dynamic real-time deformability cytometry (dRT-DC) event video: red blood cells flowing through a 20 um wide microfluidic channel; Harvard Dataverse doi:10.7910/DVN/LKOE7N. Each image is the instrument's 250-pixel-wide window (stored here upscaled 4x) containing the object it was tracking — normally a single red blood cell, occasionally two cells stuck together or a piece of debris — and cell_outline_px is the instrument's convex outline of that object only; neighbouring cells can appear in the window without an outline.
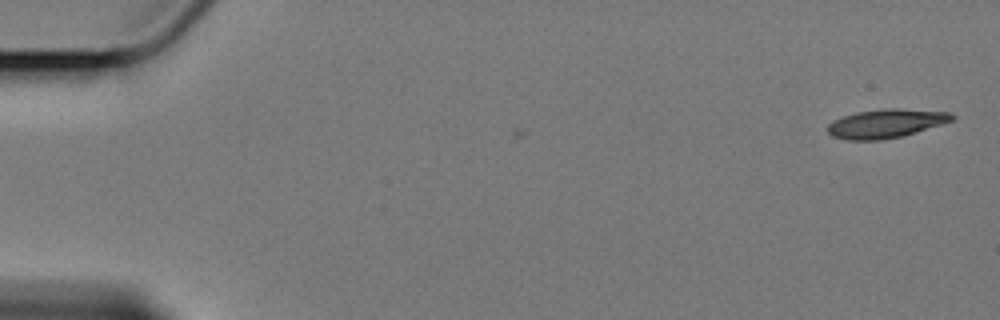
{"species": "Egyptian fruit bat (a non-hibernating species)", "species_latin": "Rousettus aegyptiacus", "temperature_condition": "cold", "stored_images_in_passage": 5, "camera_frame_rate_fps": 3000, "um_per_image_px": 0.085, "animal": {"sex": "female"}, "frame": {"image": 1, "passage_image": 5, "time_ms": 1.333, "image_size_px": [1000, 320], "cell_outline_px": [[956, 116], [952, 120], [940, 124], [900, 136], [880, 140], [848, 140], [832, 136], [828, 132], [828, 124], [844, 116], [860, 112], [892, 108], [896, 108], [948, 112]], "centroid_in_image_um": [75.29, 10.5], "position_along_channel_um": 9.7, "area_um2": 20.17}}